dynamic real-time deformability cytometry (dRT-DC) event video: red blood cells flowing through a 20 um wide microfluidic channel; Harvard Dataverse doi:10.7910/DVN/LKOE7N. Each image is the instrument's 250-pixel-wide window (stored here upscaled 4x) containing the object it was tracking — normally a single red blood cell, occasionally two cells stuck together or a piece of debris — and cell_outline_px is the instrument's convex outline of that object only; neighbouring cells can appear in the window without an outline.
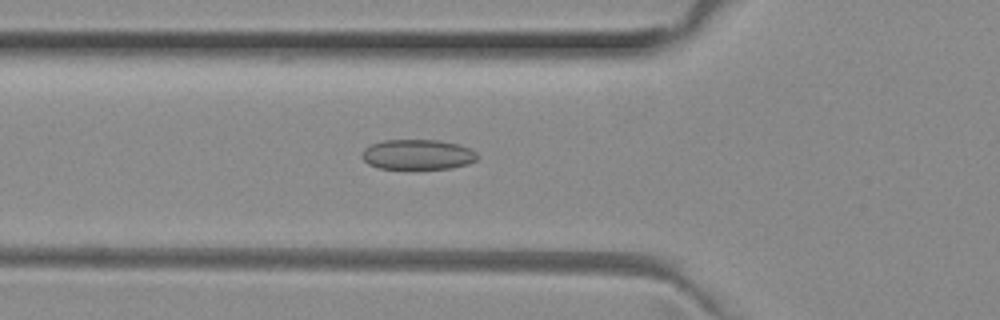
{"species": "common noctule bat (a hibernating species)", "species_latin": "Nyctalus noctula", "temperature_condition": "room temperature", "stored_images_in_passage": 50, "camera_frame_rate_fps": 3000, "um_per_image_px": 0.085, "animal": {"sex": "female", "body_mass_g": 29.2, "forearm_length_mm": 56.3}, "frame": {"image": 1, "passage_image": 17, "time_ms": 5.333, "image_size_px": [1000, 320], "cell_outline_px": [[480, 156], [476, 160], [468, 164], [452, 168], [380, 168], [368, 164], [360, 156], [360, 152], [364, 148], [372, 144], [384, 140], [440, 140], [460, 144], [472, 148]], "centroid_in_image_um": [35.53, 13.12], "position_along_channel_um": 90.3, "area_um2": 20.46}}
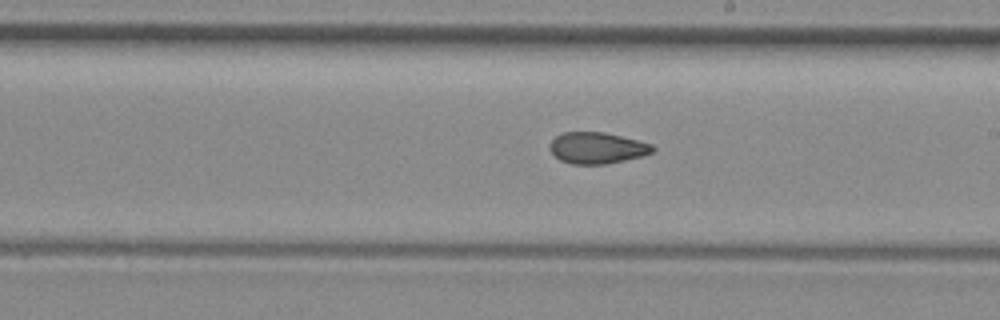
{"frame": {"image": 2, "passage_image": 28, "time_ms": 9.0, "image_size_px": [1000, 320], "cell_outline_px": [[656, 148], [652, 152], [644, 156], [604, 164], [572, 164], [560, 160], [548, 148], [552, 140], [556, 136], [564, 132], [604, 132], [652, 144]], "centroid_in_image_um": [50.75, 12.58], "position_along_channel_um": 238.2, "area_um2": 18.67}}
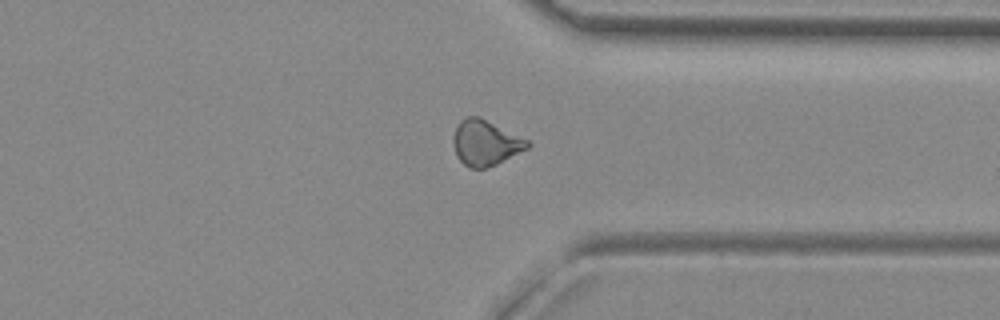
{"frame": {"image": 3, "passage_image": 38, "time_ms": 12.333, "image_size_px": [1000, 320], "cell_outline_px": [[532, 144], [528, 148], [496, 164], [484, 168], [468, 168], [456, 156], [452, 144], [452, 136], [460, 120], [464, 116], [480, 116], [528, 140]], "centroid_in_image_um": [41.23, 12.12], "position_along_channel_um": 370.2, "area_um2": 19.77}, "authors_computed_cell_mechanics": {"area_um2": 19.8543, "velocity_mm_per_s": 4.0232, "shape_relaxation_time_tau1_ms": null, "shape_relaxation_time_tau2_ms": 2.3221, "deformation_change_tau1": null, "deformation_change_tau2": 0.075}}